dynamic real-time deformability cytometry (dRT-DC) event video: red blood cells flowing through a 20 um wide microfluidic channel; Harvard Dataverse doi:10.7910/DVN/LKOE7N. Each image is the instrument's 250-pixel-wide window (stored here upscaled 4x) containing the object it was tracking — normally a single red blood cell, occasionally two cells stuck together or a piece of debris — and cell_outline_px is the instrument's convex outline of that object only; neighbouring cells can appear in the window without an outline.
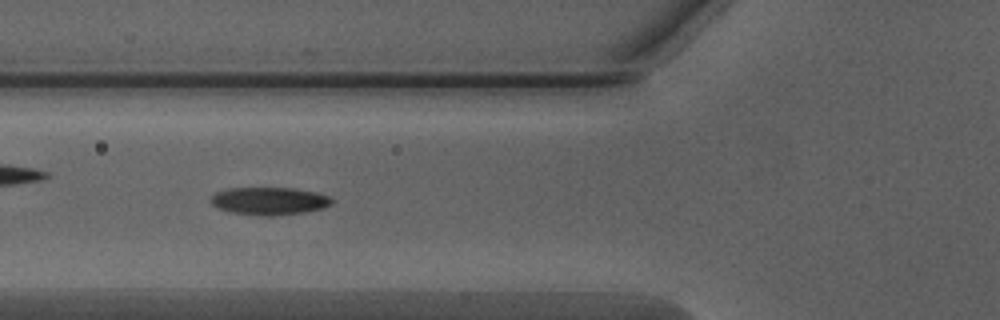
{"species": "Egyptian fruit bat (a non-hibernating species)", "species_latin": "Rousettus aegyptiacus", "temperature_condition": "warm", "stored_images_in_passage": 38, "camera_frame_rate_fps": 3000, "um_per_image_px": 0.085, "animal": {"sex": "male"}, "frame": {"image": 1, "passage_image": 6, "time_ms": 1.667, "image_size_px": [1000, 320], "cell_outline_px": [[336, 200], [332, 204], [324, 208], [304, 212], [272, 216], [260, 216], [232, 212], [220, 208], [212, 204], [212, 196], [216, 192], [228, 188], [292, 188], [316, 192], [328, 196]], "centroid_in_image_um": [22.95, 17.08], "position_along_channel_um": 102.9, "area_um2": 19.48}}
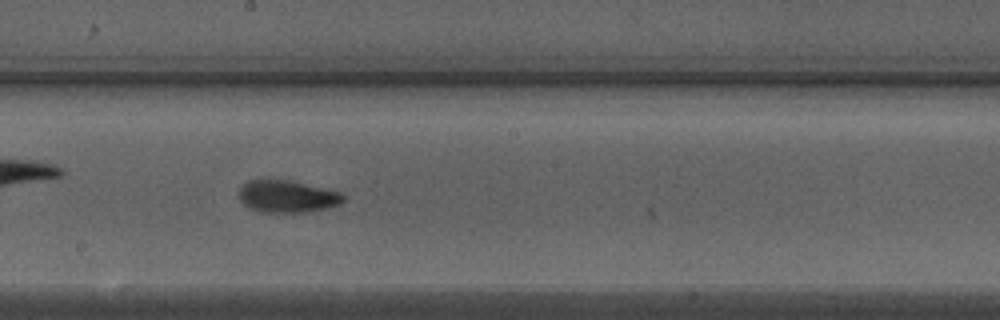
{"frame": {"image": 2, "passage_image": 15, "time_ms": 4.667, "image_size_px": [1000, 320], "cell_outline_px": [[344, 200], [340, 204], [328, 208], [304, 212], [264, 212], [248, 208], [236, 196], [236, 192], [248, 180], [288, 180], [324, 188], [340, 192], [344, 196]], "centroid_in_image_um": [24.37, 16.7], "position_along_channel_um": 223.8, "area_um2": 19.59}}
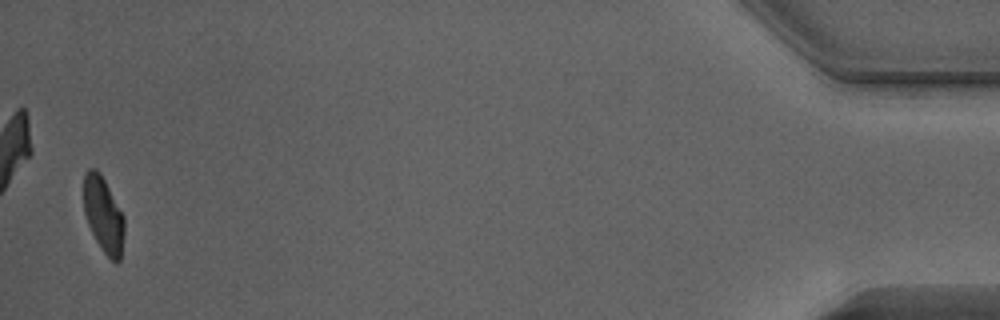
{"frame": {"image": 3, "passage_image": 37, "time_ms": 12.0, "image_size_px": [1000, 320], "cell_outline_px": [[124, 236], [120, 260], [116, 264], [104, 252], [96, 240], [88, 224], [84, 212], [84, 172], [88, 168], [96, 168], [100, 172], [124, 216]], "centroid_in_image_um": [8.79, 18.24], "position_along_channel_um": 426.4, "area_um2": 17.86}, "authors_computed_cell_mechanics": {"area_um2": 19.0451, "velocity_mm_per_s": 4.0326, "shape_relaxation_time_tau1_ms": 2.8265, "shape_relaxation_time_tau2_ms": 1.4712, "deformation_change_tau1": 0.1626, "deformation_change_tau2": 0.0748}}